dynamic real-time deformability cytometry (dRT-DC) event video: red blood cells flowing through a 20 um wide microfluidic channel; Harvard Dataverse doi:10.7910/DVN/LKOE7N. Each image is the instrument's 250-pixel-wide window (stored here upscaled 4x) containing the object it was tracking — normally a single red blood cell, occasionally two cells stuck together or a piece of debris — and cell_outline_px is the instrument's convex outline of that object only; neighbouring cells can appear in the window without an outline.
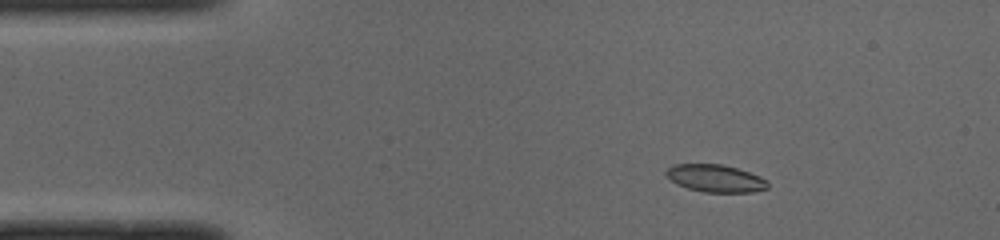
{"species": "common noctule bat (a hibernating species)", "species_latin": "Nyctalus noctula", "temperature_condition": "cold", "stored_images_in_passage": 45, "camera_frame_rate_fps": 3000, "um_per_image_px": 0.085, "animal": {"sex": "male", "body_mass_g": 19.0, "forearm_length_mm": 50.8}, "frame": {"image": 1, "passage_image": 2, "time_ms": 0.333, "image_size_px": [1000, 240], "cell_outline_px": [[768, 188], [752, 192], [704, 192], [688, 188], [676, 184], [664, 172], [668, 168], [676, 164], [720, 164], [736, 168], [760, 176], [768, 180]], "centroid_in_image_um": [60.83, 15.16], "position_along_channel_um": 24.2, "area_um2": 16.13}}
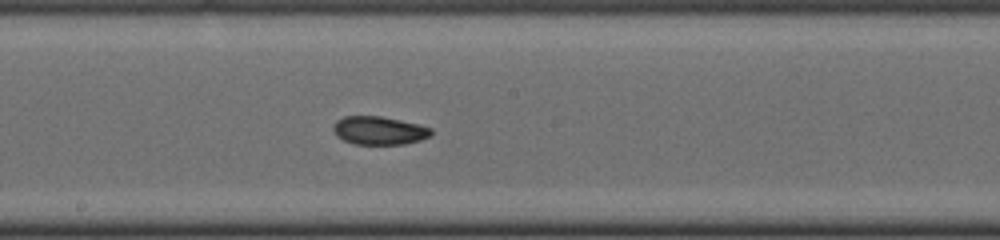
{"frame": {"image": 2, "passage_image": 21, "time_ms": 6.667, "image_size_px": [1000, 240], "cell_outline_px": [[432, 132], [428, 136], [420, 140], [404, 144], [356, 144], [344, 140], [336, 136], [332, 132], [332, 124], [336, 120], [344, 116], [380, 116], [420, 124], [432, 128]], "centroid_in_image_um": [32.18, 11.08], "position_along_channel_um": 216.0, "area_um2": 16.24}}
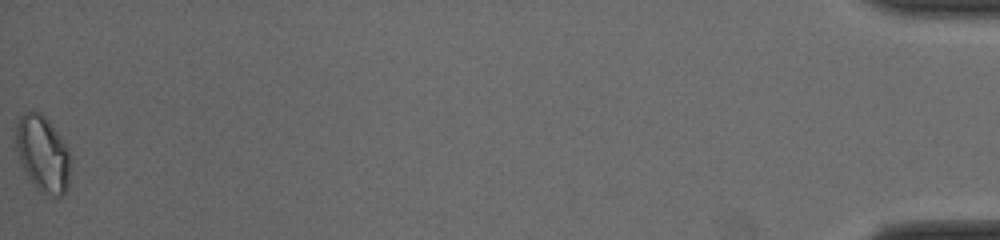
{"frame": {"image": 3, "passage_image": 45, "time_ms": 14.667, "image_size_px": [1000, 240], "cell_outline_px": [[68, 188], [60, 196], [44, 196], [36, 188], [28, 176], [20, 160], [16, 148], [16, 124], [20, 116], [24, 112], [40, 112], [48, 120], [60, 136], [68, 148]], "centroid_in_image_um": [3.61, 13.08], "position_along_channel_um": 431.6, "area_um2": 23.81}, "authors_computed_cell_mechanics": {"area_um2": 16.7042, "velocity_mm_per_s": 3.9837, "shape_relaxation_time_tau1_ms": 6.1169, "shape_relaxation_time_tau2_ms": 2.5073, "deformation_change_tau1": 0.1369, "deformation_change_tau2": 0.0568}}